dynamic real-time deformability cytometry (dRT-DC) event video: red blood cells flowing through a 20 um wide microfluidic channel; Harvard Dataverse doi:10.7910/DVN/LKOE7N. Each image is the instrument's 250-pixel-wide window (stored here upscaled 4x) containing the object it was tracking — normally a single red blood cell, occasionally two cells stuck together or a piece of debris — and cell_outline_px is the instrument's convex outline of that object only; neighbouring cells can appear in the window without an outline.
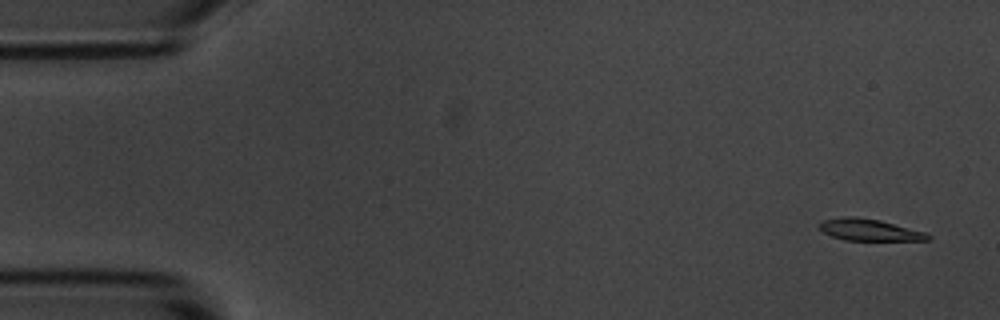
{"species": "common noctule bat (a hibernating species)", "species_latin": "Nyctalus noctula", "temperature_condition": "room temperature", "stored_images_in_passage": 4, "camera_frame_rate_fps": 3000, "um_per_image_px": 0.085, "animal": {"sex": "male", "body_mass_g": 20.1, "forearm_length_mm": 53.5}, "frame": {"image": 1, "passage_image": 1, "time_ms": 0.0, "image_size_px": [1000, 320], "cell_outline_px": [[932, 240], [844, 240], [832, 236], [824, 232], [820, 228], [820, 224], [824, 220], [844, 216], [856, 216], [880, 220], [924, 232], [932, 236]], "centroid_in_image_um": [73.91, 19.54], "position_along_channel_um": 11.1, "area_um2": 13.58}}
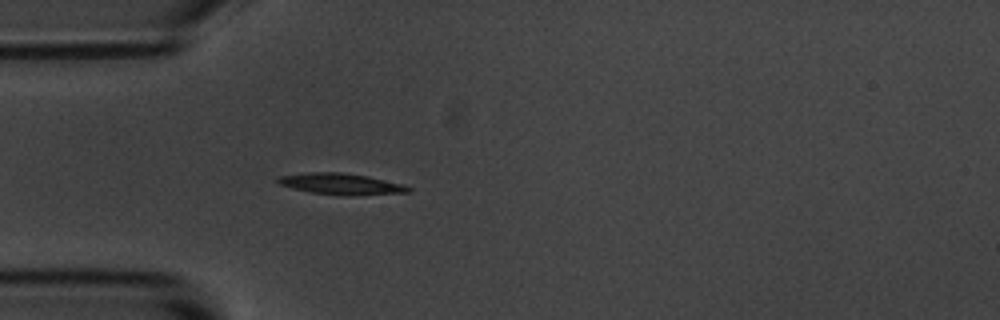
{"frame": {"image": 2, "passage_image": 4, "time_ms": 4.333, "image_size_px": [1000, 320], "cell_outline_px": [[412, 192], [352, 196], [348, 196], [312, 192], [280, 184], [276, 180], [280, 176], [308, 172], [340, 172], [368, 176], [404, 184], [412, 188]], "centroid_in_image_um": [29.09, 15.64], "position_along_channel_um": 55.9, "area_um2": 16.07}}